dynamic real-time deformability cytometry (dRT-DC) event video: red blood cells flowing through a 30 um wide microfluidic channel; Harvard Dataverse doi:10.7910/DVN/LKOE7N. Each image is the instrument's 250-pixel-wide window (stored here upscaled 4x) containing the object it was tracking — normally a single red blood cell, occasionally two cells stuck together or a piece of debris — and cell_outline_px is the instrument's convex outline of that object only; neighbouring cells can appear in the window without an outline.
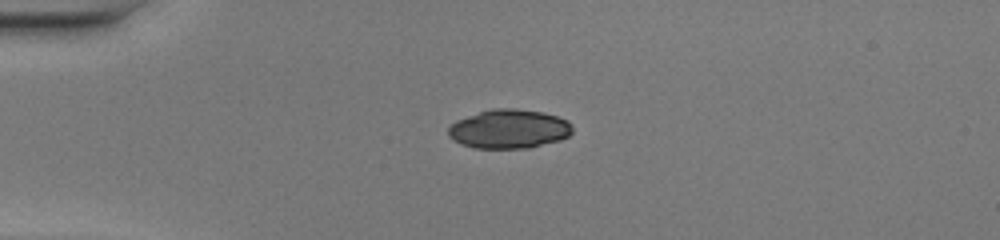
{"species": "common noctule bat (a hibernating species)", "species_latin": "Nyctalus noctula", "temperature_condition": "warm", "stored_images_in_passage": 38, "camera_frame_rate_fps": 3000, "um_per_image_px": 0.085, "animal": {"sex": "female", "body_mass_g": 20.0, "forearm_length_mm": 54.0}, "frame": {"image": 1, "passage_image": 1, "time_ms": 0.0, "image_size_px": [1000, 240], "cell_outline_px": [[572, 132], [568, 136], [560, 140], [528, 148], [472, 148], [460, 144], [452, 140], [448, 136], [448, 128], [456, 120], [492, 108], [516, 108], [544, 112], [568, 120], [572, 124]], "centroid_in_image_um": [43.26, 10.96], "position_along_channel_um": 41.7, "area_um2": 28.44}}
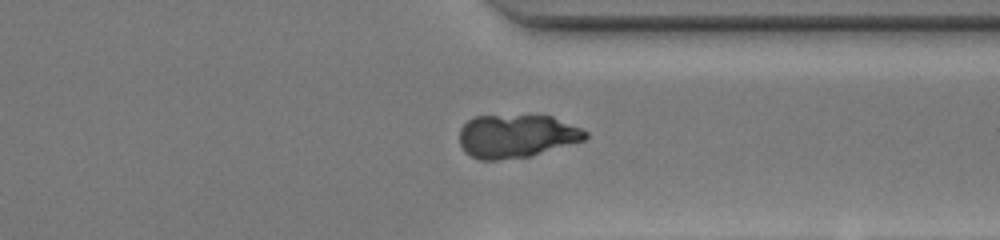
{"frame": {"image": 2, "passage_image": 27, "time_ms": 8.667, "image_size_px": [1000, 240], "cell_outline_px": [[588, 136], [584, 140], [532, 156], [496, 160], [480, 160], [464, 152], [460, 144], [460, 128], [472, 116], [552, 116], [580, 128], [588, 132]], "centroid_in_image_um": [43.89, 11.58], "position_along_channel_um": 367.5, "area_um2": 31.67}}
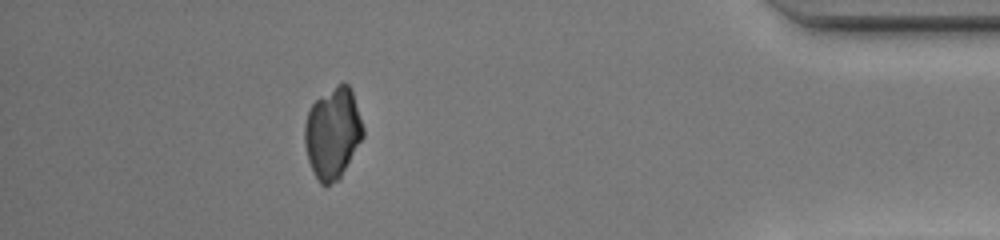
{"frame": {"image": 3, "passage_image": 33, "time_ms": 10.667, "image_size_px": [1000, 240], "cell_outline_px": [[364, 136], [340, 180], [328, 184], [320, 184], [308, 160], [304, 144], [304, 124], [308, 112], [312, 104], [316, 100], [336, 84], [344, 80], [348, 84], [352, 92], [364, 128]], "centroid_in_image_um": [28.29, 11.31], "position_along_channel_um": 406.9, "area_um2": 31.15}}